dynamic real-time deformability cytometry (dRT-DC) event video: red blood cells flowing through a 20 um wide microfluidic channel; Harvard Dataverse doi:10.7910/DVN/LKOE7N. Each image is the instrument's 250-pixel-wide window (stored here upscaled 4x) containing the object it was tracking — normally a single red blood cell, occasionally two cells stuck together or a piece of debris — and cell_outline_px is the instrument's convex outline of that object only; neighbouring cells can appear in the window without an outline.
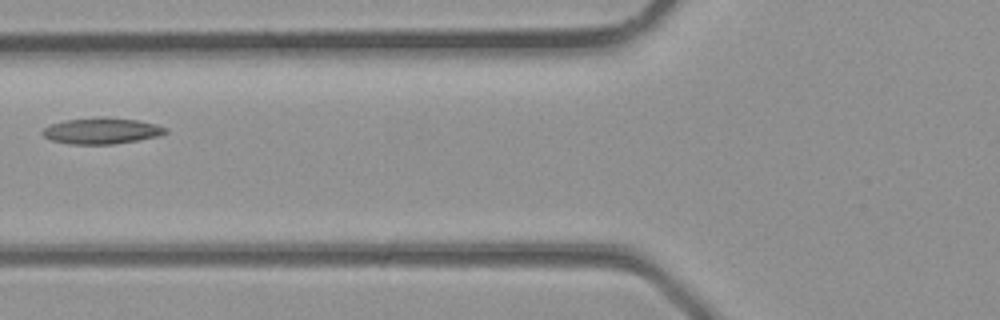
{"species": "common noctule bat (a hibernating species)", "species_latin": "Nyctalus noctula", "temperature_condition": "room temperature", "stored_images_in_passage": 3, "camera_frame_rate_fps": 3000, "um_per_image_px": 0.085, "animal": {"sex": "male", "body_mass_g": 23.1, "forearm_length_mm": 52.7}, "frame": {"image": 1, "passage_image": 3, "time_ms": 0.667, "image_size_px": [1000, 320], "cell_outline_px": [[168, 132], [160, 136], [140, 140], [112, 144], [68, 144], [52, 140], [44, 136], [40, 132], [44, 128], [52, 124], [64, 120], [136, 120], [156, 124], [168, 128]], "centroid_in_image_um": [8.67, 11.18], "position_along_channel_um": 117.1, "area_um2": 17.86}}